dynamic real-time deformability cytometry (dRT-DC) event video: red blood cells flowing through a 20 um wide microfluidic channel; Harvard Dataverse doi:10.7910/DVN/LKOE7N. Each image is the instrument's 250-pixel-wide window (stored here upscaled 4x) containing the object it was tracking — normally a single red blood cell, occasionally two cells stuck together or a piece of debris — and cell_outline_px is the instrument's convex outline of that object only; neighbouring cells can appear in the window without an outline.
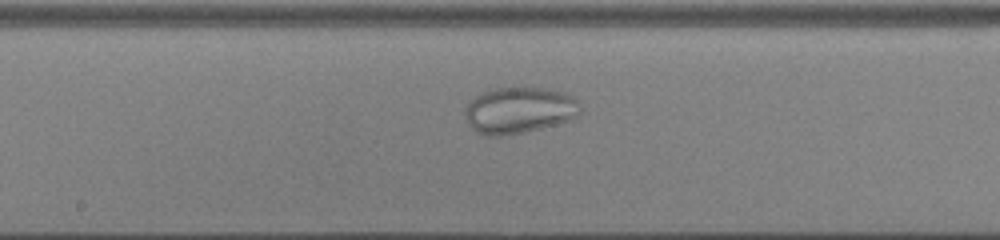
{"species": "common noctule bat (a hibernating species)", "species_latin": "Nyctalus noctula", "temperature_condition": "cold", "stored_images_in_passage": 45, "camera_frame_rate_fps": 3000, "um_per_image_px": 0.085, "animal": {"sex": "male", "body_mass_g": 13.0, "forearm_length_mm": 53.1}, "frame": {"image": 1, "passage_image": 22, "time_ms": 7.0, "image_size_px": [1000, 240], "cell_outline_px": [[580, 116], [572, 120], [524, 132], [500, 136], [484, 136], [476, 132], [468, 124], [464, 116], [464, 108], [468, 100], [492, 88], [548, 88], [564, 92], [572, 96], [576, 100], [580, 108]], "centroid_in_image_um": [44.1, 9.38], "position_along_channel_um": 204.1, "area_um2": 31.5}}